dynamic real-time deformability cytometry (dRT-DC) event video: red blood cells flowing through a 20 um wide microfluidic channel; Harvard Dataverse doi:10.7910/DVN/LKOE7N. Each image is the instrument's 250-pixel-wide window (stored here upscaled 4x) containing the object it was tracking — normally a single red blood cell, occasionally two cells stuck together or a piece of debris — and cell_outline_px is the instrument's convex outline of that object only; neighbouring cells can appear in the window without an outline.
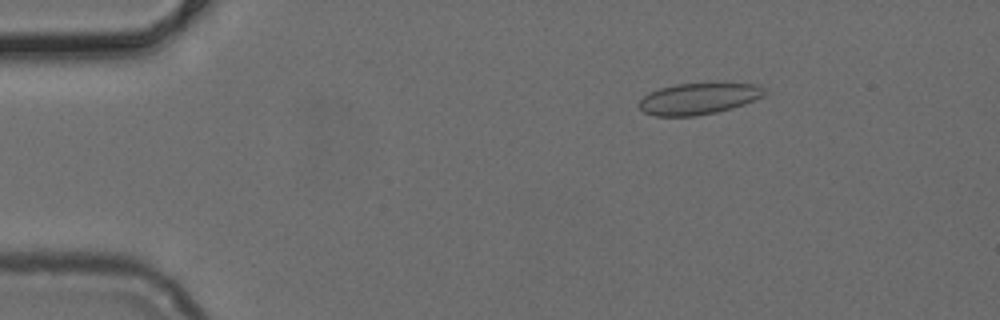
{"species": "common noctule bat (a hibernating species)", "species_latin": "Nyctalus noctula", "temperature_condition": "cold", "stored_images_in_passage": 51, "camera_frame_rate_fps": 3000, "um_per_image_px": 0.085, "animal": {"sex": "female", "body_mass_g": 24.6, "forearm_length_mm": 56.2}, "frame": {"image": 1, "passage_image": 8, "time_ms": 2.333, "image_size_px": [1000, 320], "cell_outline_px": [[768, 92], [764, 96], [744, 104], [732, 108], [716, 112], [696, 116], [656, 116], [644, 112], [640, 108], [640, 100], [644, 96], [660, 88], [676, 84], [716, 80], [724, 80], [760, 84]], "centroid_in_image_um": [59.51, 8.32], "position_along_channel_um": 25.5, "area_um2": 23.99}}
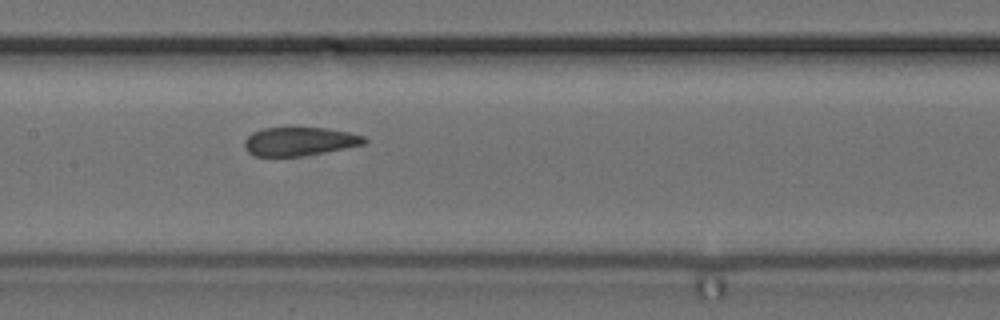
{"frame": {"image": 2, "passage_image": 25, "time_ms": 8.0, "image_size_px": [1000, 320], "cell_outline_px": [[368, 140], [364, 144], [324, 152], [300, 156], [256, 156], [248, 152], [244, 148], [244, 140], [252, 132], [264, 128], [328, 128], [348, 132], [364, 136]], "centroid_in_image_um": [25.44, 12.02], "position_along_channel_um": 182.0, "area_um2": 19.83}}
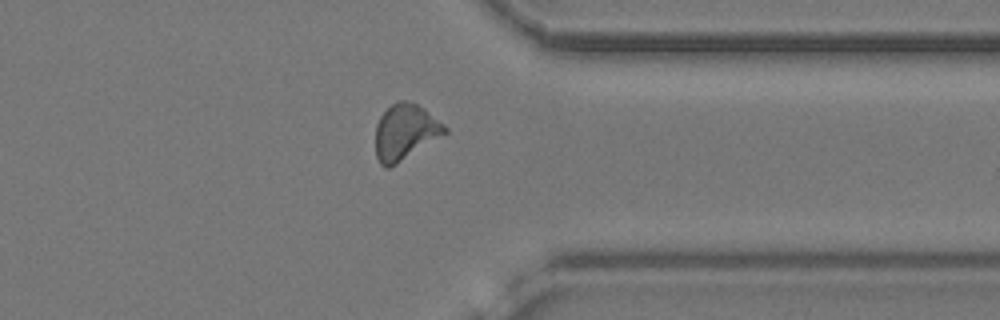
{"frame": {"image": 3, "passage_image": 40, "time_ms": 13.0, "image_size_px": [1000, 320], "cell_outline_px": [[448, 132], [396, 164], [388, 168], [384, 168], [380, 164], [376, 156], [376, 124], [380, 116], [392, 104], [400, 100], [404, 100], [416, 104], [424, 108], [444, 124], [448, 128]], "centroid_in_image_um": [34.44, 11.22], "position_along_channel_um": 377.0, "area_um2": 22.31}}